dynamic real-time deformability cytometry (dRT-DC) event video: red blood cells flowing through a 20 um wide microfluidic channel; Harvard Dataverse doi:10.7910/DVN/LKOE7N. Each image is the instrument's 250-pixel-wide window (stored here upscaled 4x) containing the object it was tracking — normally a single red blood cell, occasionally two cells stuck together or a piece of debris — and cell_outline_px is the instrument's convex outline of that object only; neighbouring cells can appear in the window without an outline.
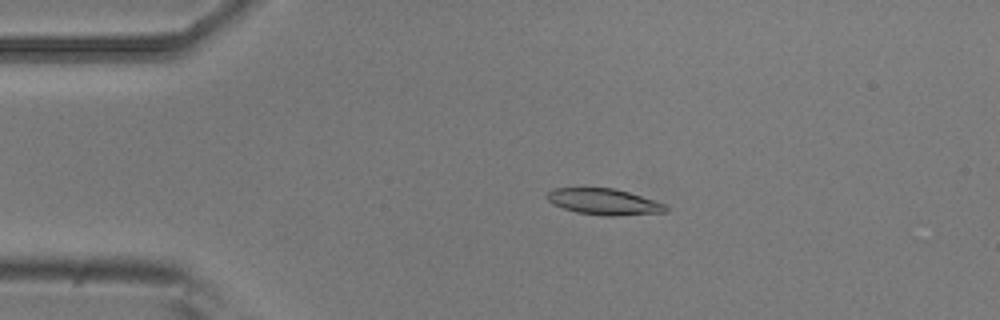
{"species": "common noctule bat (a hibernating species)", "species_latin": "Nyctalus noctula", "temperature_condition": "room temperature", "stored_images_in_passage": 4, "camera_frame_rate_fps": 3000, "um_per_image_px": 0.085, "animal": {"sex": "male", "body_mass_g": 20.5, "forearm_length_mm": 52.5}, "frame": {"image": 1, "passage_image": 3, "time_ms": 0.667, "image_size_px": [1000, 320], "cell_outline_px": [[668, 212], [620, 216], [604, 216], [576, 212], [552, 204], [544, 196], [552, 188], [612, 188], [628, 192], [664, 204], [668, 208]], "centroid_in_image_um": [51.31, 17.16], "position_along_channel_um": 33.7, "area_um2": 18.09}}